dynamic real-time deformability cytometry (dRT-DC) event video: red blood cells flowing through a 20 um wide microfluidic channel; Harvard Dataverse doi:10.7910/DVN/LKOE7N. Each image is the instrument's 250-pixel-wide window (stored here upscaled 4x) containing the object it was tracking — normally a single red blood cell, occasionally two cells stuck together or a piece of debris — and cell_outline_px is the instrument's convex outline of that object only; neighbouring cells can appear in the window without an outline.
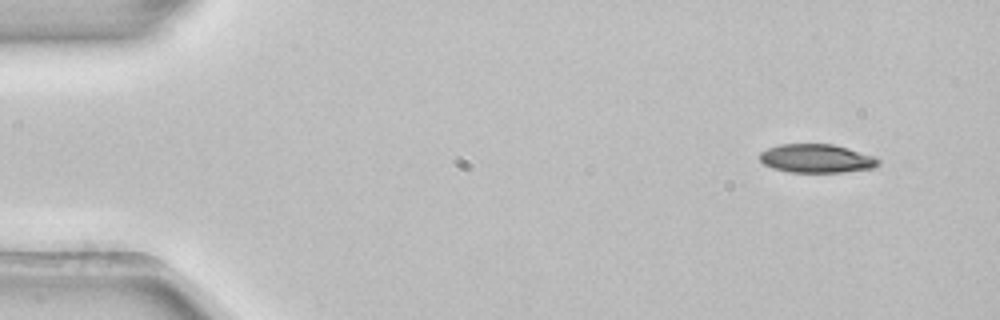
{"species": "common noctule bat (a hibernating species)", "species_latin": "Nyctalus noctula", "temperature_condition": "room temperature", "stored_images_in_passage": 4, "camera_frame_rate_fps": 3000, "um_per_image_px": 0.085, "animal": {"sex": "female", "body_mass_g": 22.7, "forearm_length_mm": 54.2}, "frame": {"image": 1, "passage_image": 1, "time_ms": 0.0, "image_size_px": [1000, 320], "cell_outline_px": [[880, 164], [876, 168], [844, 172], [788, 172], [772, 168], [764, 164], [760, 160], [760, 152], [768, 148], [780, 144], [832, 144], [848, 148], [876, 156], [880, 160]], "centroid_in_image_um": [69.45, 13.47], "position_along_channel_um": 15.5, "area_um2": 20.0}}
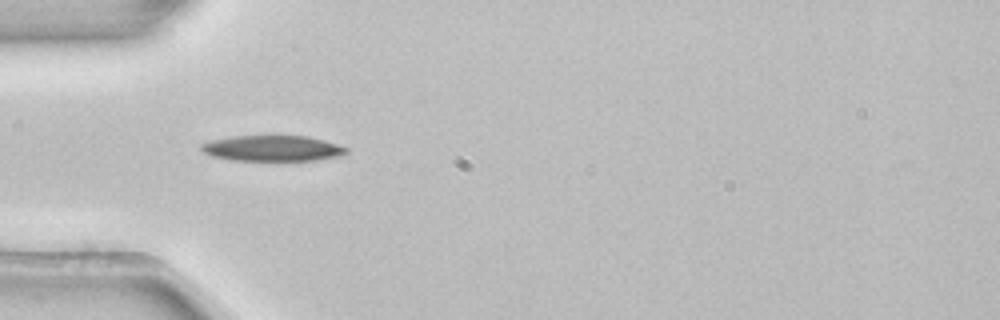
{"frame": {"image": 2, "passage_image": 4, "time_ms": 1.0, "image_size_px": [1000, 320], "cell_outline_px": [[348, 152], [340, 156], [316, 160], [232, 160], [212, 156], [204, 152], [200, 148], [200, 144], [212, 140], [232, 136], [308, 136], [324, 140], [348, 148]], "centroid_in_image_um": [23.16, 12.6], "position_along_channel_um": 61.8, "area_um2": 21.62}}